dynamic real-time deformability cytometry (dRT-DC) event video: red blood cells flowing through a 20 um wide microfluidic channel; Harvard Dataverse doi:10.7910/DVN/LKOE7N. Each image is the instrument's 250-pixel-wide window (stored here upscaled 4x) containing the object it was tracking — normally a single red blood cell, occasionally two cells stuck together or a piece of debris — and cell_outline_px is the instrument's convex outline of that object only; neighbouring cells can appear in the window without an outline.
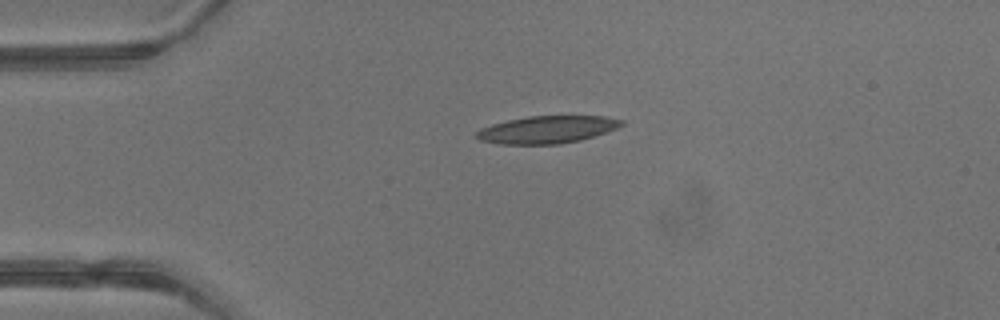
{"species": "common noctule bat (a hibernating species)", "species_latin": "Nyctalus noctula", "temperature_condition": "warm", "stored_images_in_passage": 3, "camera_frame_rate_fps": 3000, "um_per_image_px": 0.085, "animal": {"sex": "male", "body_mass_g": 13.3}, "frame": {"image": 1, "passage_image": 2, "time_ms": 0.333, "image_size_px": [1000, 320], "cell_outline_px": [[624, 124], [616, 128], [580, 140], [560, 144], [500, 144], [480, 140], [476, 136], [476, 132], [480, 128], [492, 124], [508, 120], [528, 116], [604, 116], [624, 120]], "centroid_in_image_um": [46.48, 11.01], "position_along_channel_um": 38.5, "area_um2": 23.0}}